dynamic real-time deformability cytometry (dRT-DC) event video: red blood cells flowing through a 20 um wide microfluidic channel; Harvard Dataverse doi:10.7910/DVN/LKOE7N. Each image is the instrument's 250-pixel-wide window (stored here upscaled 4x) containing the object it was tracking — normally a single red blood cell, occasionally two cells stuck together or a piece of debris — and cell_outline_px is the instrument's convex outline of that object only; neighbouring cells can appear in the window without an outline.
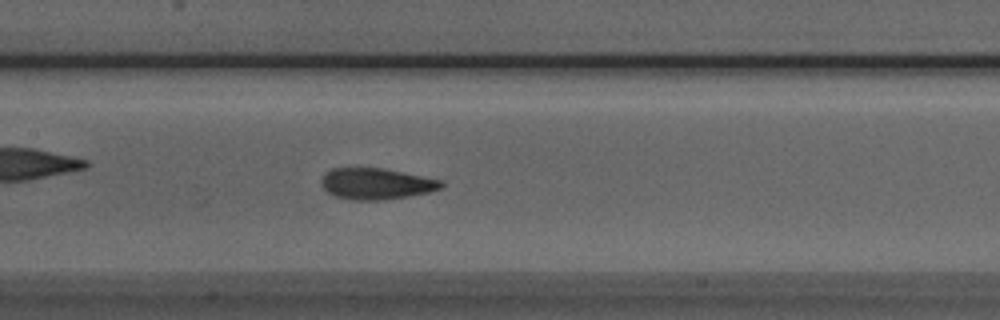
{"species": "Egyptian fruit bat (a non-hibernating species)", "species_latin": "Rousettus aegyptiacus", "temperature_condition": "room temperature", "stored_images_in_passage": 38, "camera_frame_rate_fps": 3000, "um_per_image_px": 0.085, "animal": {"sex": "male"}, "frame": {"image": 1, "passage_image": 17, "time_ms": 5.333, "image_size_px": [1000, 320], "cell_outline_px": [[444, 184], [440, 188], [428, 192], [408, 196], [384, 200], [348, 200], [336, 196], [328, 192], [320, 184], [320, 180], [324, 172], [332, 168], [384, 168], [444, 180]], "centroid_in_image_um": [31.96, 15.61], "position_along_channel_um": 175.4, "area_um2": 22.02}}
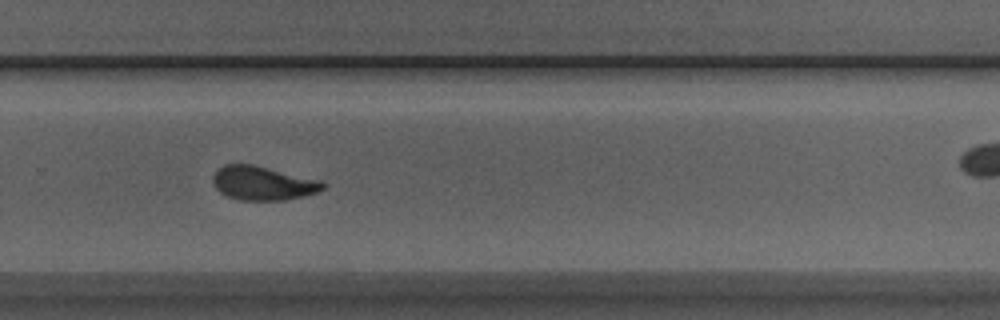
{"frame": {"image": 2, "passage_image": 27, "time_ms": 8.667, "image_size_px": [1000, 320], "cell_outline_px": [[328, 184], [324, 188], [316, 192], [304, 196], [284, 200], [240, 200], [224, 196], [216, 188], [212, 180], [212, 176], [224, 164], [252, 164], [324, 180]], "centroid_in_image_um": [22.38, 15.57], "position_along_channel_um": 307.4, "area_um2": 22.02}, "authors_computed_cell_mechanics": {"area_um2": 22.1085, "velocity_mm_per_s": 3.9743, "shape_relaxation_time_tau1_ms": 2.991, "shape_relaxation_time_tau2_ms": 1.092, "deformation_change_tau1": 0.115, "deformation_change_tau2": 0.0606}}